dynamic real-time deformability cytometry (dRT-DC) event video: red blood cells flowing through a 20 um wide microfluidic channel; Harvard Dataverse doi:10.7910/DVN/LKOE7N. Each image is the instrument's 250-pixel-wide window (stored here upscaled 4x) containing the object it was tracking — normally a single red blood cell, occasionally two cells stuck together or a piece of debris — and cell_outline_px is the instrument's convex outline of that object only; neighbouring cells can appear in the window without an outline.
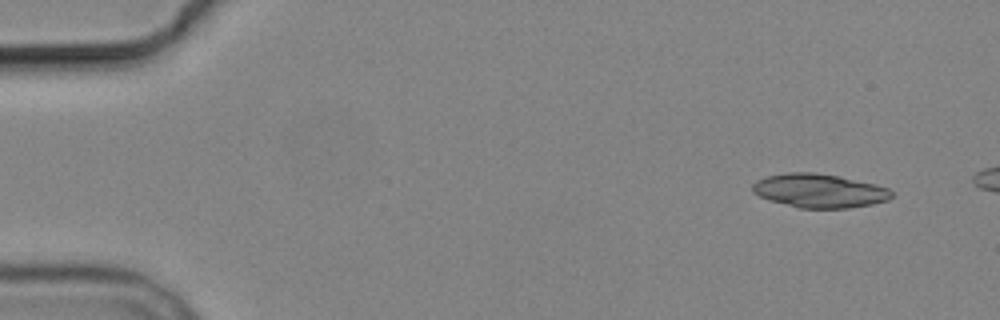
{"species": "common noctule bat (a hibernating species)", "species_latin": "Nyctalus noctula", "temperature_condition": "cold", "stored_images_in_passage": 4, "camera_frame_rate_fps": 3000, "um_per_image_px": 0.085, "animal": {"sex": "male", "body_mass_g": 19.2, "forearm_length_mm": 51.8}, "frame": {"image": 1, "passage_image": 1, "time_ms": 0.0, "image_size_px": [1000, 320], "cell_outline_px": [[892, 196], [888, 200], [872, 204], [848, 208], [800, 208], [768, 200], [752, 192], [752, 184], [756, 180], [764, 176], [788, 172], [816, 172], [840, 176], [876, 184], [888, 188], [892, 192]], "centroid_in_image_um": [69.62, 16.2], "position_along_channel_um": 15.4, "area_um2": 27.63}}